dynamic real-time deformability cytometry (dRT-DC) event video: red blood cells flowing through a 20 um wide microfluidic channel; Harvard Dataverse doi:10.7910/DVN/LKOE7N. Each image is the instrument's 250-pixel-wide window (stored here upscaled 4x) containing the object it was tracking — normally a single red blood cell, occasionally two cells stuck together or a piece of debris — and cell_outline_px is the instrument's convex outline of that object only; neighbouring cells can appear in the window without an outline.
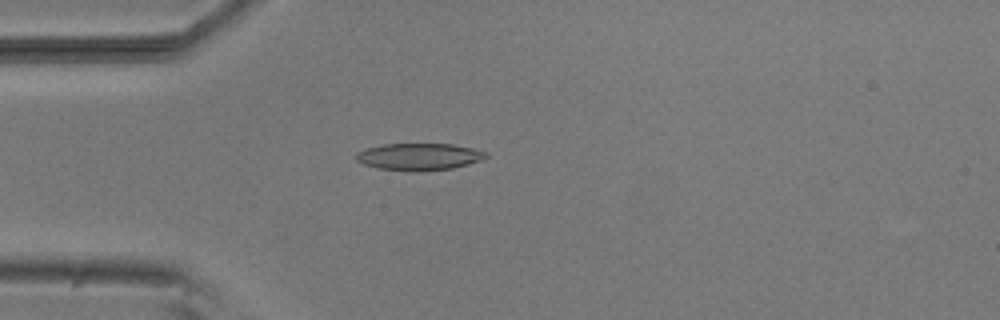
{"species": "common noctule bat (a hibernating species)", "species_latin": "Nyctalus noctula", "temperature_condition": "room temperature", "stored_images_in_passage": 5, "camera_frame_rate_fps": 3000, "um_per_image_px": 0.085, "animal": {"sex": "male", "body_mass_g": 20.5, "forearm_length_mm": 52.5}, "frame": {"image": 1, "passage_image": 3, "time_ms": 2.333, "image_size_px": [1000, 320], "cell_outline_px": [[488, 156], [484, 160], [452, 168], [420, 172], [412, 172], [380, 168], [364, 164], [356, 160], [356, 152], [368, 148], [384, 144], [452, 144], [472, 148], [488, 152]], "centroid_in_image_um": [35.66, 13.33], "position_along_channel_um": 49.3, "area_um2": 20.52}}
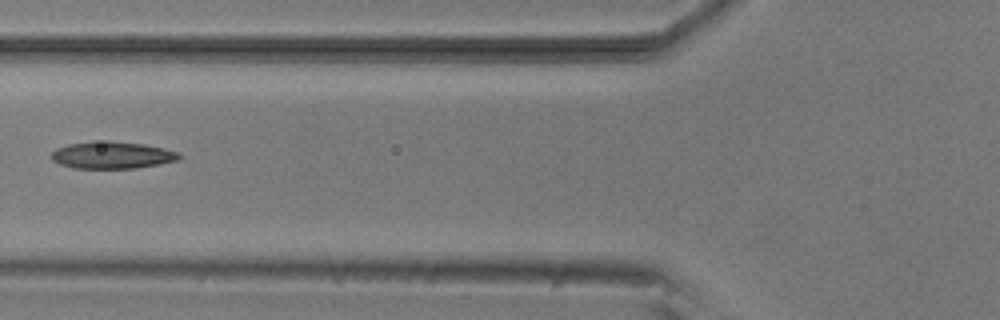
{"frame": {"image": 2, "passage_image": 5, "time_ms": 4.333, "image_size_px": [1000, 320], "cell_outline_px": [[180, 160], [160, 164], [136, 168], [76, 168], [60, 164], [52, 160], [52, 152], [56, 148], [68, 144], [92, 140], [108, 140], [144, 144], [164, 148], [180, 152]], "centroid_in_image_um": [9.55, 13.17], "position_along_channel_um": 116.3, "area_um2": 20.4}}